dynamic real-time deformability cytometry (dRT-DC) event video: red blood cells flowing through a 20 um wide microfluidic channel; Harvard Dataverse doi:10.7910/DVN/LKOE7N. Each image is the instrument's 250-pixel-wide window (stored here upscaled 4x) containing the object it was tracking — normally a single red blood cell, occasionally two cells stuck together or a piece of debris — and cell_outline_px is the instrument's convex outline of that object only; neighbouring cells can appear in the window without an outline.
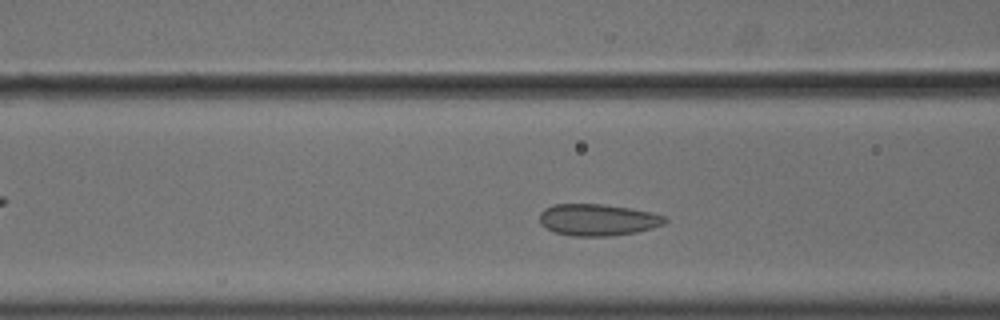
{"species": "common noctule bat (a hibernating species)", "species_latin": "Nyctalus noctula", "temperature_condition": "cold", "stored_images_in_passage": 37, "camera_frame_rate_fps": 3000, "um_per_image_px": 0.085, "animal": {"sex": "male", "body_mass_g": 18.8}, "frame": {"image": 1, "passage_image": 10, "time_ms": 3.0, "image_size_px": [1000, 320], "cell_outline_px": [[668, 220], [664, 224], [652, 228], [636, 232], [608, 236], [572, 236], [556, 232], [540, 224], [540, 212], [544, 208], [552, 204], [604, 204], [632, 208], [652, 212], [664, 216]], "centroid_in_image_um": [50.82, 18.67], "position_along_channel_um": 115.8, "area_um2": 23.24}}
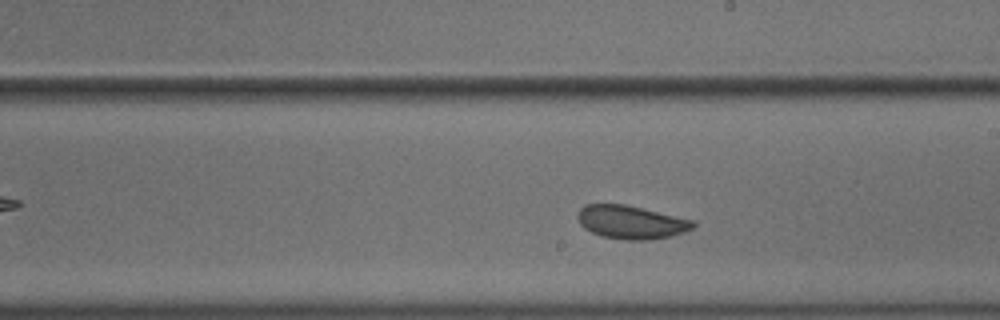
{"frame": {"image": 2, "passage_image": 20, "time_ms": 6.333, "image_size_px": [1000, 320], "cell_outline_px": [[696, 224], [692, 228], [684, 232], [652, 240], [628, 240], [600, 236], [584, 228], [580, 224], [576, 216], [576, 212], [584, 204], [624, 204], [696, 220]], "centroid_in_image_um": [53.62, 18.88], "position_along_channel_um": 235.4, "area_um2": 22.6}}
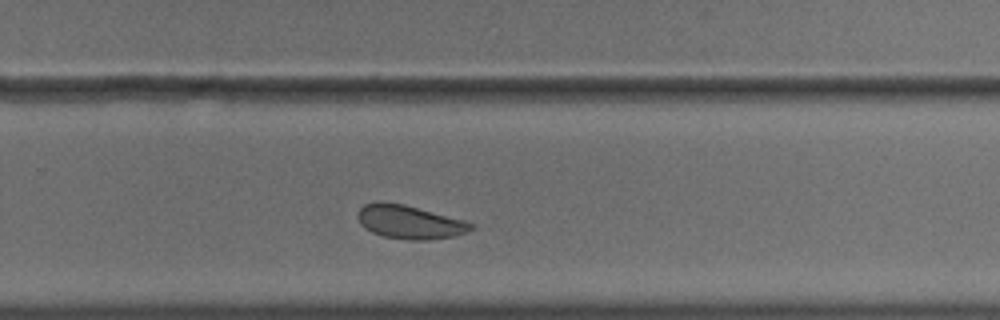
{"frame": {"image": 3, "passage_image": 25, "time_ms": 8.0, "image_size_px": [1000, 320], "cell_outline_px": [[476, 228], [456, 236], [428, 240], [408, 240], [384, 236], [372, 232], [364, 228], [360, 224], [356, 216], [360, 208], [364, 204], [376, 200], [380, 200], [404, 204], [464, 220], [476, 224]], "centroid_in_image_um": [34.81, 18.86], "position_along_channel_um": 295.0, "area_um2": 22.54}}